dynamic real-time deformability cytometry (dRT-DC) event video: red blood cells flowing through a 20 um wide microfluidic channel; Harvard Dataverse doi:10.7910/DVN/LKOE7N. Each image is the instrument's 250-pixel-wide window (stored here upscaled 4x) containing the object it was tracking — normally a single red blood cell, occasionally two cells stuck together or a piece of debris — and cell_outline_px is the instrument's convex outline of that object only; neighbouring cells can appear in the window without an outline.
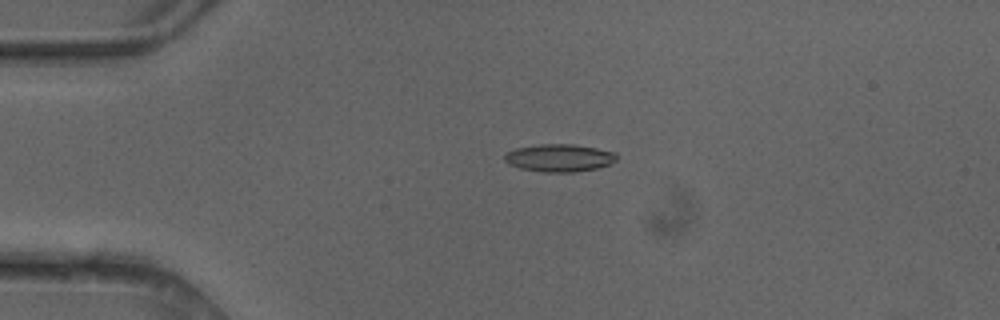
{"species": "common noctule bat (a hibernating species)", "species_latin": "Nyctalus noctula", "temperature_condition": "cold", "stored_images_in_passage": 5, "camera_frame_rate_fps": 3000, "um_per_image_px": 0.085, "animal": {"sex": "female"}, "frame": {"image": 1, "passage_image": 4, "time_ms": 1.0, "image_size_px": [1000, 320], "cell_outline_px": [[616, 160], [608, 164], [596, 168], [572, 172], [544, 172], [520, 168], [508, 164], [504, 160], [504, 156], [508, 152], [516, 148], [540, 144], [576, 144], [616, 152]], "centroid_in_image_um": [47.53, 13.41], "position_along_channel_um": 37.5, "area_um2": 17.92}}